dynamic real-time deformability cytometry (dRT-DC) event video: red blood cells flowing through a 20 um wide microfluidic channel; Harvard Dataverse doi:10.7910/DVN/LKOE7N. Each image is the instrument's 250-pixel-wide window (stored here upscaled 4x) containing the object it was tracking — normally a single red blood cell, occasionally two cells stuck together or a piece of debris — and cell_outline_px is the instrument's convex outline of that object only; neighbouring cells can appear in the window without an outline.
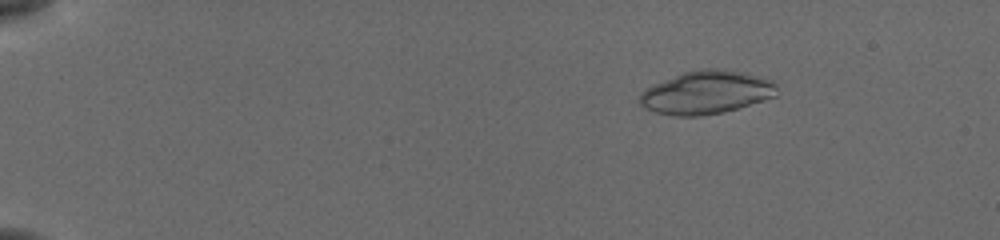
{"species": "common noctule bat (a hibernating species)", "species_latin": "Nyctalus noctula", "temperature_condition": "cold", "stored_images_in_passage": 55, "camera_frame_rate_fps": 3000, "um_per_image_px": 0.085, "animal": {"sex": "female", "body_mass_g": 19.5, "forearm_length_mm": 54.1}, "frame": {"image": 1, "passage_image": 9, "time_ms": 2.667, "image_size_px": [1000, 240], "cell_outline_px": [[776, 96], [764, 100], [724, 112], [700, 116], [672, 116], [656, 112], [644, 108], [640, 104], [640, 92], [652, 84], [684, 72], [700, 68], [716, 68], [756, 76], [772, 80], [776, 84]], "centroid_in_image_um": [59.99, 7.87], "position_along_channel_um": 25.0, "area_um2": 34.33}}